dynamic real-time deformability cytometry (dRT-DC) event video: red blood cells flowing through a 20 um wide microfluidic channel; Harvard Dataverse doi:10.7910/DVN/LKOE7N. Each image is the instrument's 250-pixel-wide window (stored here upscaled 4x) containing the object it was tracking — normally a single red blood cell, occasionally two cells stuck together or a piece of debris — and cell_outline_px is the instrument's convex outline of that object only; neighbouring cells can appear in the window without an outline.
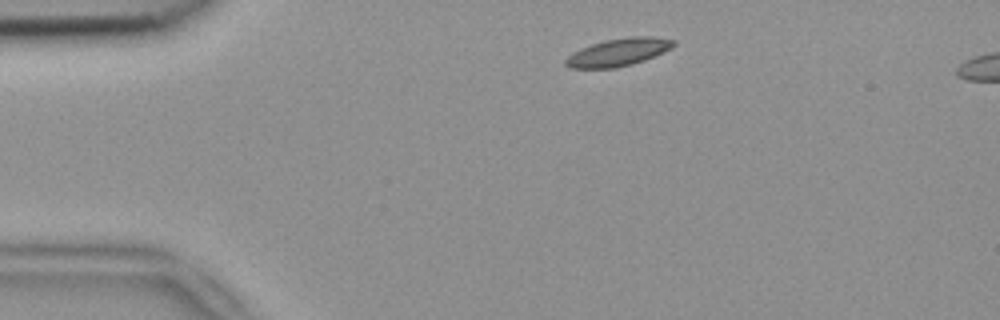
{"species": "common noctule bat (a hibernating species)", "species_latin": "Nyctalus noctula", "temperature_condition": "room temperature", "stored_images_in_passage": 3, "camera_frame_rate_fps": 3000, "um_per_image_px": 0.085, "animal": {"sex": "female", "body_mass_g": 18.4}, "frame": {"image": 1, "passage_image": 1, "time_ms": 0.0, "image_size_px": [1000, 320], "cell_outline_px": [[676, 44], [672, 48], [664, 52], [644, 60], [632, 64], [616, 68], [568, 68], [564, 64], [564, 60], [572, 52], [580, 48], [604, 40], [632, 36], [656, 36], [676, 40]], "centroid_in_image_um": [52.57, 4.43], "position_along_channel_um": 32.4, "area_um2": 17.63}}
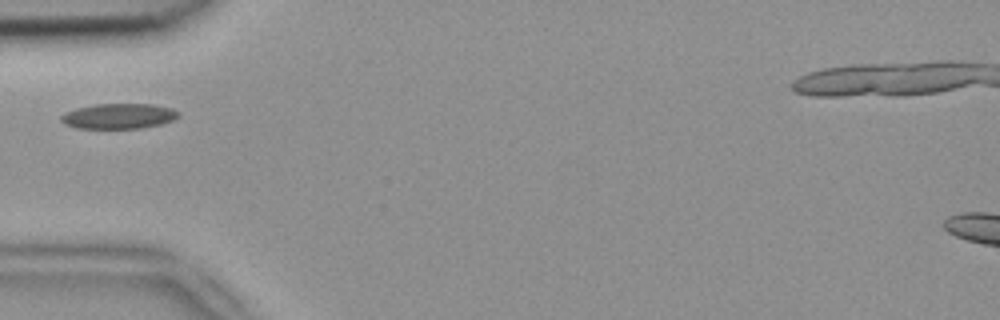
{"frame": {"image": 2, "passage_image": 3, "time_ms": 0.667, "image_size_px": [1000, 320], "cell_outline_px": [[180, 116], [172, 120], [160, 124], [140, 128], [76, 128], [64, 124], [60, 120], [60, 116], [64, 112], [76, 108], [92, 104], [152, 104], [172, 108], [180, 112]], "centroid_in_image_um": [10.06, 9.86], "position_along_channel_um": 74.9, "area_um2": 17.4}}